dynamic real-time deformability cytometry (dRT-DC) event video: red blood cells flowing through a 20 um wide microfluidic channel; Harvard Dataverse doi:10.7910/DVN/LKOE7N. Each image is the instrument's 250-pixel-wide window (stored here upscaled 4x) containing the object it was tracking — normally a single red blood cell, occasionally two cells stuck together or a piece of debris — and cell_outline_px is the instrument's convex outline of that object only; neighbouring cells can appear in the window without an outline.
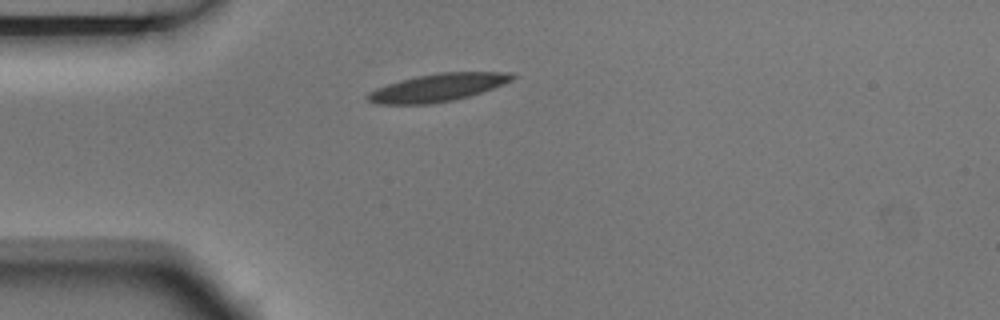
{"species": "Egyptian fruit bat (a non-hibernating species)", "species_latin": "Rousettus aegyptiacus", "temperature_condition": "room temperature", "stored_images_in_passage": 1, "camera_frame_rate_fps": 3000, "um_per_image_px": 0.085, "animal": {"sex": "male"}, "frame": {"image": 1, "passage_image": 1, "time_ms": 0.0, "image_size_px": [1000, 320], "cell_outline_px": [[516, 76], [512, 80], [492, 88], [468, 96], [452, 100], [432, 104], [380, 104], [368, 100], [364, 96], [368, 92], [376, 88], [400, 80], [416, 76], [440, 72], [512, 72]], "centroid_in_image_um": [37.18, 7.44], "position_along_channel_um": 47.8, "area_um2": 23.24}}